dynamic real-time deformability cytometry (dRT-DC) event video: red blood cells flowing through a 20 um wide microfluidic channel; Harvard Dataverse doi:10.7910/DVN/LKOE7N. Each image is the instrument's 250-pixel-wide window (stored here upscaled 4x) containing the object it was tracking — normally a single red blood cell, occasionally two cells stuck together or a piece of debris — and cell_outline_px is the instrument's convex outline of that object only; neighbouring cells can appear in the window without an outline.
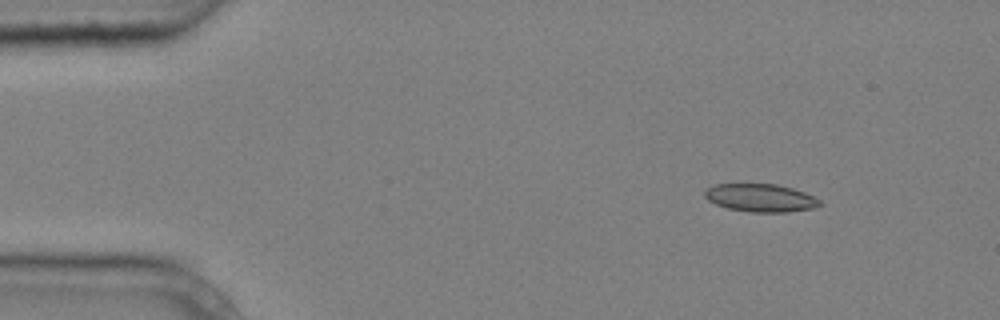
{"species": "common noctule bat (a hibernating species)", "species_latin": "Nyctalus noctula", "temperature_condition": "cold", "stored_images_in_passage": 6, "camera_frame_rate_fps": 3000, "um_per_image_px": 0.085, "animal": {"sex": "male", "body_mass_g": 20.4}, "frame": {"image": 1, "passage_image": 2, "time_ms": 0.333, "image_size_px": [1000, 320], "cell_outline_px": [[824, 204], [816, 208], [788, 212], [748, 212], [728, 208], [716, 204], [708, 200], [704, 196], [704, 192], [708, 188], [716, 184], [776, 184], [792, 188], [804, 192], [820, 200]], "centroid_in_image_um": [64.68, 16.83], "position_along_channel_um": 20.3, "area_um2": 18.79}}
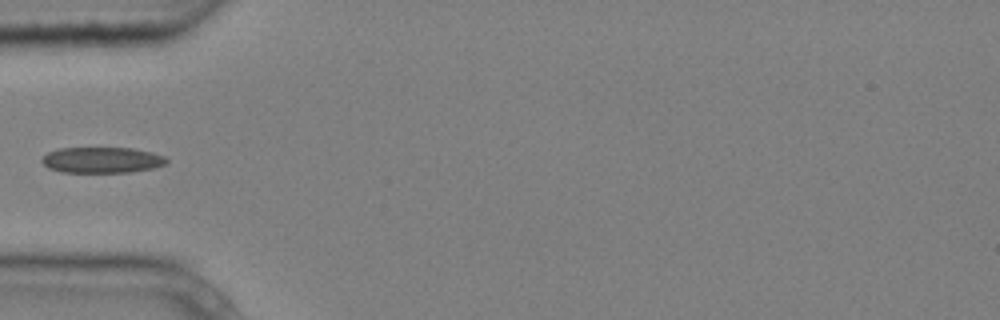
{"frame": {"image": 2, "passage_image": 5, "time_ms": 1.333, "image_size_px": [1000, 320], "cell_outline_px": [[168, 164], [152, 168], [132, 172], [60, 172], [48, 168], [40, 160], [48, 152], [60, 148], [132, 148], [152, 152], [164, 156], [168, 160]], "centroid_in_image_um": [8.68, 13.6], "position_along_channel_um": 76.3, "area_um2": 18.84}}
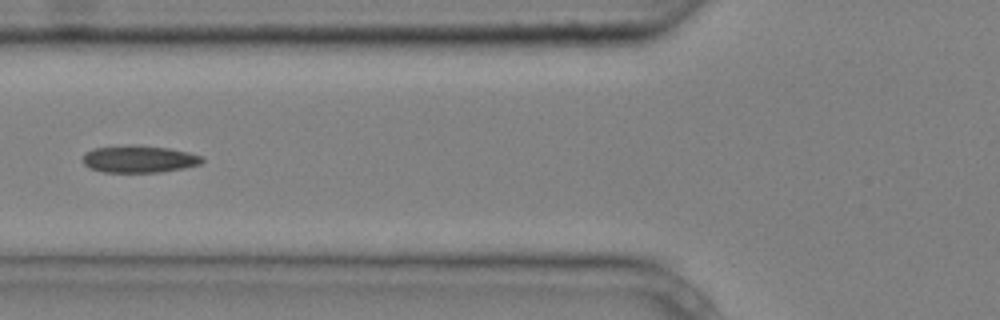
{"frame": {"image": 3, "passage_image": 6, "time_ms": 1.667, "image_size_px": [1000, 320], "cell_outline_px": [[204, 160], [200, 164], [184, 168], [160, 172], [104, 172], [88, 168], [84, 164], [84, 152], [96, 148], [168, 148], [188, 152], [204, 156]], "centroid_in_image_um": [11.87, 13.58], "position_along_channel_um": 113.9, "area_um2": 17.92}}